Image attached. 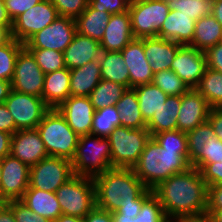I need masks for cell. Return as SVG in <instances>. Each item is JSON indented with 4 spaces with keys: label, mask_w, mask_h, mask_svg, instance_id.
Here are the masks:
<instances>
[{
    "label": "cell",
    "mask_w": 222,
    "mask_h": 222,
    "mask_svg": "<svg viewBox=\"0 0 222 222\" xmlns=\"http://www.w3.org/2000/svg\"><path fill=\"white\" fill-rule=\"evenodd\" d=\"M99 61L102 79L119 83L129 88V70L121 51L101 52Z\"/></svg>",
    "instance_id": "4dcf8cb0"
},
{
    "label": "cell",
    "mask_w": 222,
    "mask_h": 222,
    "mask_svg": "<svg viewBox=\"0 0 222 222\" xmlns=\"http://www.w3.org/2000/svg\"><path fill=\"white\" fill-rule=\"evenodd\" d=\"M10 155L29 167L48 156L44 142L36 128L16 131L11 138Z\"/></svg>",
    "instance_id": "2e32d148"
},
{
    "label": "cell",
    "mask_w": 222,
    "mask_h": 222,
    "mask_svg": "<svg viewBox=\"0 0 222 222\" xmlns=\"http://www.w3.org/2000/svg\"><path fill=\"white\" fill-rule=\"evenodd\" d=\"M106 138L111 145L112 168H133L151 134L146 127L131 129L118 126Z\"/></svg>",
    "instance_id": "8992f818"
},
{
    "label": "cell",
    "mask_w": 222,
    "mask_h": 222,
    "mask_svg": "<svg viewBox=\"0 0 222 222\" xmlns=\"http://www.w3.org/2000/svg\"><path fill=\"white\" fill-rule=\"evenodd\" d=\"M152 191L170 222L207 211L208 187L199 169L190 167L184 173L172 175Z\"/></svg>",
    "instance_id": "6da1fadb"
},
{
    "label": "cell",
    "mask_w": 222,
    "mask_h": 222,
    "mask_svg": "<svg viewBox=\"0 0 222 222\" xmlns=\"http://www.w3.org/2000/svg\"><path fill=\"white\" fill-rule=\"evenodd\" d=\"M215 135L208 121L187 132L188 161L191 164L201 153L205 142Z\"/></svg>",
    "instance_id": "f35d334b"
},
{
    "label": "cell",
    "mask_w": 222,
    "mask_h": 222,
    "mask_svg": "<svg viewBox=\"0 0 222 222\" xmlns=\"http://www.w3.org/2000/svg\"><path fill=\"white\" fill-rule=\"evenodd\" d=\"M57 9L58 15L76 19L89 5V0H49Z\"/></svg>",
    "instance_id": "ee69618b"
},
{
    "label": "cell",
    "mask_w": 222,
    "mask_h": 222,
    "mask_svg": "<svg viewBox=\"0 0 222 222\" xmlns=\"http://www.w3.org/2000/svg\"><path fill=\"white\" fill-rule=\"evenodd\" d=\"M134 39L129 11L110 16L100 41L102 52L122 51Z\"/></svg>",
    "instance_id": "ffe728a7"
},
{
    "label": "cell",
    "mask_w": 222,
    "mask_h": 222,
    "mask_svg": "<svg viewBox=\"0 0 222 222\" xmlns=\"http://www.w3.org/2000/svg\"><path fill=\"white\" fill-rule=\"evenodd\" d=\"M12 134L0 130V159L10 155Z\"/></svg>",
    "instance_id": "9f6ffc18"
},
{
    "label": "cell",
    "mask_w": 222,
    "mask_h": 222,
    "mask_svg": "<svg viewBox=\"0 0 222 222\" xmlns=\"http://www.w3.org/2000/svg\"><path fill=\"white\" fill-rule=\"evenodd\" d=\"M114 222H135V218L124 216L121 213H112Z\"/></svg>",
    "instance_id": "e7e4bbea"
},
{
    "label": "cell",
    "mask_w": 222,
    "mask_h": 222,
    "mask_svg": "<svg viewBox=\"0 0 222 222\" xmlns=\"http://www.w3.org/2000/svg\"><path fill=\"white\" fill-rule=\"evenodd\" d=\"M195 89L211 108H222V73L207 68Z\"/></svg>",
    "instance_id": "836d02e7"
},
{
    "label": "cell",
    "mask_w": 222,
    "mask_h": 222,
    "mask_svg": "<svg viewBox=\"0 0 222 222\" xmlns=\"http://www.w3.org/2000/svg\"><path fill=\"white\" fill-rule=\"evenodd\" d=\"M74 176L70 160L47 156L30 167L29 187L56 192V190Z\"/></svg>",
    "instance_id": "9c48e42d"
},
{
    "label": "cell",
    "mask_w": 222,
    "mask_h": 222,
    "mask_svg": "<svg viewBox=\"0 0 222 222\" xmlns=\"http://www.w3.org/2000/svg\"><path fill=\"white\" fill-rule=\"evenodd\" d=\"M55 194L65 215L84 218L96 206L92 177L74 175Z\"/></svg>",
    "instance_id": "52a82bcc"
},
{
    "label": "cell",
    "mask_w": 222,
    "mask_h": 222,
    "mask_svg": "<svg viewBox=\"0 0 222 222\" xmlns=\"http://www.w3.org/2000/svg\"><path fill=\"white\" fill-rule=\"evenodd\" d=\"M0 26L7 28L10 32L12 30L13 21L8 15L5 7V2L0 0Z\"/></svg>",
    "instance_id": "680465c9"
},
{
    "label": "cell",
    "mask_w": 222,
    "mask_h": 222,
    "mask_svg": "<svg viewBox=\"0 0 222 222\" xmlns=\"http://www.w3.org/2000/svg\"><path fill=\"white\" fill-rule=\"evenodd\" d=\"M101 79L99 58L70 70V96L89 97Z\"/></svg>",
    "instance_id": "d4e9b609"
},
{
    "label": "cell",
    "mask_w": 222,
    "mask_h": 222,
    "mask_svg": "<svg viewBox=\"0 0 222 222\" xmlns=\"http://www.w3.org/2000/svg\"><path fill=\"white\" fill-rule=\"evenodd\" d=\"M71 163L74 175L93 178L104 173L112 168L110 142L92 134L80 136Z\"/></svg>",
    "instance_id": "5b68a950"
},
{
    "label": "cell",
    "mask_w": 222,
    "mask_h": 222,
    "mask_svg": "<svg viewBox=\"0 0 222 222\" xmlns=\"http://www.w3.org/2000/svg\"><path fill=\"white\" fill-rule=\"evenodd\" d=\"M74 19L58 16L50 25L31 36L25 43L26 49H51L64 52L76 33Z\"/></svg>",
    "instance_id": "8fae6325"
},
{
    "label": "cell",
    "mask_w": 222,
    "mask_h": 222,
    "mask_svg": "<svg viewBox=\"0 0 222 222\" xmlns=\"http://www.w3.org/2000/svg\"><path fill=\"white\" fill-rule=\"evenodd\" d=\"M45 73L40 69L33 55L24 47L15 63L11 88L25 94L42 97Z\"/></svg>",
    "instance_id": "4fadbf2b"
},
{
    "label": "cell",
    "mask_w": 222,
    "mask_h": 222,
    "mask_svg": "<svg viewBox=\"0 0 222 222\" xmlns=\"http://www.w3.org/2000/svg\"><path fill=\"white\" fill-rule=\"evenodd\" d=\"M23 48L24 44L12 37L0 45V79L11 82L16 58Z\"/></svg>",
    "instance_id": "d590c367"
},
{
    "label": "cell",
    "mask_w": 222,
    "mask_h": 222,
    "mask_svg": "<svg viewBox=\"0 0 222 222\" xmlns=\"http://www.w3.org/2000/svg\"><path fill=\"white\" fill-rule=\"evenodd\" d=\"M206 212L209 213L212 216L213 222H222V210L206 211Z\"/></svg>",
    "instance_id": "003e7915"
},
{
    "label": "cell",
    "mask_w": 222,
    "mask_h": 222,
    "mask_svg": "<svg viewBox=\"0 0 222 222\" xmlns=\"http://www.w3.org/2000/svg\"><path fill=\"white\" fill-rule=\"evenodd\" d=\"M58 16L55 6L49 0H42L13 21L11 37L24 44L35 33L50 25Z\"/></svg>",
    "instance_id": "7c38bea8"
},
{
    "label": "cell",
    "mask_w": 222,
    "mask_h": 222,
    "mask_svg": "<svg viewBox=\"0 0 222 222\" xmlns=\"http://www.w3.org/2000/svg\"><path fill=\"white\" fill-rule=\"evenodd\" d=\"M207 68L222 73V43L209 48L206 52Z\"/></svg>",
    "instance_id": "f907efd6"
},
{
    "label": "cell",
    "mask_w": 222,
    "mask_h": 222,
    "mask_svg": "<svg viewBox=\"0 0 222 222\" xmlns=\"http://www.w3.org/2000/svg\"><path fill=\"white\" fill-rule=\"evenodd\" d=\"M173 222H213V218L209 213L205 212L198 215L179 217Z\"/></svg>",
    "instance_id": "6f0895ef"
},
{
    "label": "cell",
    "mask_w": 222,
    "mask_h": 222,
    "mask_svg": "<svg viewBox=\"0 0 222 222\" xmlns=\"http://www.w3.org/2000/svg\"><path fill=\"white\" fill-rule=\"evenodd\" d=\"M1 176H2V159H0V184H1Z\"/></svg>",
    "instance_id": "89a4df30"
},
{
    "label": "cell",
    "mask_w": 222,
    "mask_h": 222,
    "mask_svg": "<svg viewBox=\"0 0 222 222\" xmlns=\"http://www.w3.org/2000/svg\"><path fill=\"white\" fill-rule=\"evenodd\" d=\"M42 0H6L5 7L8 15L12 21H14L20 14L29 10L32 6H35Z\"/></svg>",
    "instance_id": "681fc988"
},
{
    "label": "cell",
    "mask_w": 222,
    "mask_h": 222,
    "mask_svg": "<svg viewBox=\"0 0 222 222\" xmlns=\"http://www.w3.org/2000/svg\"><path fill=\"white\" fill-rule=\"evenodd\" d=\"M207 69L205 52L182 45L171 64V70L191 89L195 88Z\"/></svg>",
    "instance_id": "9a60e30c"
},
{
    "label": "cell",
    "mask_w": 222,
    "mask_h": 222,
    "mask_svg": "<svg viewBox=\"0 0 222 222\" xmlns=\"http://www.w3.org/2000/svg\"><path fill=\"white\" fill-rule=\"evenodd\" d=\"M84 222H114L112 213L95 206L85 217Z\"/></svg>",
    "instance_id": "11a10c76"
},
{
    "label": "cell",
    "mask_w": 222,
    "mask_h": 222,
    "mask_svg": "<svg viewBox=\"0 0 222 222\" xmlns=\"http://www.w3.org/2000/svg\"><path fill=\"white\" fill-rule=\"evenodd\" d=\"M152 138L165 150H188L187 133L180 130L162 131Z\"/></svg>",
    "instance_id": "7bdbcfd3"
},
{
    "label": "cell",
    "mask_w": 222,
    "mask_h": 222,
    "mask_svg": "<svg viewBox=\"0 0 222 222\" xmlns=\"http://www.w3.org/2000/svg\"><path fill=\"white\" fill-rule=\"evenodd\" d=\"M200 171L207 187L222 184V160L220 162L207 163Z\"/></svg>",
    "instance_id": "7dc6e473"
},
{
    "label": "cell",
    "mask_w": 222,
    "mask_h": 222,
    "mask_svg": "<svg viewBox=\"0 0 222 222\" xmlns=\"http://www.w3.org/2000/svg\"><path fill=\"white\" fill-rule=\"evenodd\" d=\"M70 97V70H61L45 74L42 99L49 108L57 109Z\"/></svg>",
    "instance_id": "cb8c5ba5"
},
{
    "label": "cell",
    "mask_w": 222,
    "mask_h": 222,
    "mask_svg": "<svg viewBox=\"0 0 222 222\" xmlns=\"http://www.w3.org/2000/svg\"><path fill=\"white\" fill-rule=\"evenodd\" d=\"M134 89L138 97L139 108L143 119L147 123L153 114L165 104L168 95L153 83L140 85Z\"/></svg>",
    "instance_id": "1f68e13d"
},
{
    "label": "cell",
    "mask_w": 222,
    "mask_h": 222,
    "mask_svg": "<svg viewBox=\"0 0 222 222\" xmlns=\"http://www.w3.org/2000/svg\"><path fill=\"white\" fill-rule=\"evenodd\" d=\"M44 142L48 156L72 160L79 136L70 128L64 116L55 108H50L36 127Z\"/></svg>",
    "instance_id": "277c9868"
},
{
    "label": "cell",
    "mask_w": 222,
    "mask_h": 222,
    "mask_svg": "<svg viewBox=\"0 0 222 222\" xmlns=\"http://www.w3.org/2000/svg\"><path fill=\"white\" fill-rule=\"evenodd\" d=\"M222 210V184L208 187L207 211Z\"/></svg>",
    "instance_id": "816d5d0a"
},
{
    "label": "cell",
    "mask_w": 222,
    "mask_h": 222,
    "mask_svg": "<svg viewBox=\"0 0 222 222\" xmlns=\"http://www.w3.org/2000/svg\"><path fill=\"white\" fill-rule=\"evenodd\" d=\"M181 107V96H168L152 118L147 122L151 137L162 131L177 130V117Z\"/></svg>",
    "instance_id": "4316f807"
},
{
    "label": "cell",
    "mask_w": 222,
    "mask_h": 222,
    "mask_svg": "<svg viewBox=\"0 0 222 222\" xmlns=\"http://www.w3.org/2000/svg\"><path fill=\"white\" fill-rule=\"evenodd\" d=\"M190 167L188 150H165L151 137L133 170L144 185L152 190L163 180L184 173Z\"/></svg>",
    "instance_id": "7a4b0ae2"
},
{
    "label": "cell",
    "mask_w": 222,
    "mask_h": 222,
    "mask_svg": "<svg viewBox=\"0 0 222 222\" xmlns=\"http://www.w3.org/2000/svg\"><path fill=\"white\" fill-rule=\"evenodd\" d=\"M110 16L109 12L96 10L89 4L75 19L76 31L83 36L101 41Z\"/></svg>",
    "instance_id": "83f0119b"
},
{
    "label": "cell",
    "mask_w": 222,
    "mask_h": 222,
    "mask_svg": "<svg viewBox=\"0 0 222 222\" xmlns=\"http://www.w3.org/2000/svg\"><path fill=\"white\" fill-rule=\"evenodd\" d=\"M131 0H89V4L96 10L107 11L111 15L128 11Z\"/></svg>",
    "instance_id": "bcb514c9"
},
{
    "label": "cell",
    "mask_w": 222,
    "mask_h": 222,
    "mask_svg": "<svg viewBox=\"0 0 222 222\" xmlns=\"http://www.w3.org/2000/svg\"><path fill=\"white\" fill-rule=\"evenodd\" d=\"M0 222H16L12 209L8 205L0 211Z\"/></svg>",
    "instance_id": "94428289"
},
{
    "label": "cell",
    "mask_w": 222,
    "mask_h": 222,
    "mask_svg": "<svg viewBox=\"0 0 222 222\" xmlns=\"http://www.w3.org/2000/svg\"><path fill=\"white\" fill-rule=\"evenodd\" d=\"M121 126L131 129L147 127L139 108L138 97L134 88H127L116 104Z\"/></svg>",
    "instance_id": "f546056e"
},
{
    "label": "cell",
    "mask_w": 222,
    "mask_h": 222,
    "mask_svg": "<svg viewBox=\"0 0 222 222\" xmlns=\"http://www.w3.org/2000/svg\"><path fill=\"white\" fill-rule=\"evenodd\" d=\"M143 46L146 59L155 74L171 69L174 57L182 44L159 37H150L143 38Z\"/></svg>",
    "instance_id": "44dd1931"
},
{
    "label": "cell",
    "mask_w": 222,
    "mask_h": 222,
    "mask_svg": "<svg viewBox=\"0 0 222 222\" xmlns=\"http://www.w3.org/2000/svg\"><path fill=\"white\" fill-rule=\"evenodd\" d=\"M54 222H84V218L61 214Z\"/></svg>",
    "instance_id": "be15d7a7"
},
{
    "label": "cell",
    "mask_w": 222,
    "mask_h": 222,
    "mask_svg": "<svg viewBox=\"0 0 222 222\" xmlns=\"http://www.w3.org/2000/svg\"><path fill=\"white\" fill-rule=\"evenodd\" d=\"M134 38L158 37L169 13L165 0H131L128 8Z\"/></svg>",
    "instance_id": "ba28073f"
},
{
    "label": "cell",
    "mask_w": 222,
    "mask_h": 222,
    "mask_svg": "<svg viewBox=\"0 0 222 222\" xmlns=\"http://www.w3.org/2000/svg\"><path fill=\"white\" fill-rule=\"evenodd\" d=\"M153 193L151 189H147L138 199L134 201H122L121 206L114 213H121L124 216L135 218L140 210L143 202Z\"/></svg>",
    "instance_id": "c3c4849f"
},
{
    "label": "cell",
    "mask_w": 222,
    "mask_h": 222,
    "mask_svg": "<svg viewBox=\"0 0 222 222\" xmlns=\"http://www.w3.org/2000/svg\"><path fill=\"white\" fill-rule=\"evenodd\" d=\"M212 15L222 25V0H213Z\"/></svg>",
    "instance_id": "6125c7cd"
},
{
    "label": "cell",
    "mask_w": 222,
    "mask_h": 222,
    "mask_svg": "<svg viewBox=\"0 0 222 222\" xmlns=\"http://www.w3.org/2000/svg\"><path fill=\"white\" fill-rule=\"evenodd\" d=\"M100 41L75 33L72 42L64 50V62L69 70L84 66L101 55Z\"/></svg>",
    "instance_id": "7402d4cb"
},
{
    "label": "cell",
    "mask_w": 222,
    "mask_h": 222,
    "mask_svg": "<svg viewBox=\"0 0 222 222\" xmlns=\"http://www.w3.org/2000/svg\"><path fill=\"white\" fill-rule=\"evenodd\" d=\"M8 201L0 197V211L7 205Z\"/></svg>",
    "instance_id": "a7ac6f4b"
},
{
    "label": "cell",
    "mask_w": 222,
    "mask_h": 222,
    "mask_svg": "<svg viewBox=\"0 0 222 222\" xmlns=\"http://www.w3.org/2000/svg\"><path fill=\"white\" fill-rule=\"evenodd\" d=\"M207 121L212 126L216 137L222 140V108H211Z\"/></svg>",
    "instance_id": "db71d44e"
},
{
    "label": "cell",
    "mask_w": 222,
    "mask_h": 222,
    "mask_svg": "<svg viewBox=\"0 0 222 222\" xmlns=\"http://www.w3.org/2000/svg\"><path fill=\"white\" fill-rule=\"evenodd\" d=\"M11 38V32L2 26H0V45L7 42Z\"/></svg>",
    "instance_id": "03108f58"
},
{
    "label": "cell",
    "mask_w": 222,
    "mask_h": 222,
    "mask_svg": "<svg viewBox=\"0 0 222 222\" xmlns=\"http://www.w3.org/2000/svg\"><path fill=\"white\" fill-rule=\"evenodd\" d=\"M222 33V25L213 15H207L196 21L192 42L189 46L206 52L212 46L219 43Z\"/></svg>",
    "instance_id": "f1b7e54d"
},
{
    "label": "cell",
    "mask_w": 222,
    "mask_h": 222,
    "mask_svg": "<svg viewBox=\"0 0 222 222\" xmlns=\"http://www.w3.org/2000/svg\"><path fill=\"white\" fill-rule=\"evenodd\" d=\"M20 200L33 212L52 222L62 214L55 192L28 188Z\"/></svg>",
    "instance_id": "484cf974"
},
{
    "label": "cell",
    "mask_w": 222,
    "mask_h": 222,
    "mask_svg": "<svg viewBox=\"0 0 222 222\" xmlns=\"http://www.w3.org/2000/svg\"><path fill=\"white\" fill-rule=\"evenodd\" d=\"M4 104L14 118L16 131L36 128L50 109L42 97L14 90L10 91Z\"/></svg>",
    "instance_id": "30bf717a"
},
{
    "label": "cell",
    "mask_w": 222,
    "mask_h": 222,
    "mask_svg": "<svg viewBox=\"0 0 222 222\" xmlns=\"http://www.w3.org/2000/svg\"><path fill=\"white\" fill-rule=\"evenodd\" d=\"M0 130L12 135L16 132L14 118L4 103H0Z\"/></svg>",
    "instance_id": "f5cc1de1"
},
{
    "label": "cell",
    "mask_w": 222,
    "mask_h": 222,
    "mask_svg": "<svg viewBox=\"0 0 222 222\" xmlns=\"http://www.w3.org/2000/svg\"><path fill=\"white\" fill-rule=\"evenodd\" d=\"M118 126H121V123L116 106L95 110L90 134L107 137Z\"/></svg>",
    "instance_id": "e575fe53"
},
{
    "label": "cell",
    "mask_w": 222,
    "mask_h": 222,
    "mask_svg": "<svg viewBox=\"0 0 222 222\" xmlns=\"http://www.w3.org/2000/svg\"><path fill=\"white\" fill-rule=\"evenodd\" d=\"M222 160V140L213 135L205 142L200 155L190 164L191 167L201 169L207 163Z\"/></svg>",
    "instance_id": "60d3db41"
},
{
    "label": "cell",
    "mask_w": 222,
    "mask_h": 222,
    "mask_svg": "<svg viewBox=\"0 0 222 222\" xmlns=\"http://www.w3.org/2000/svg\"><path fill=\"white\" fill-rule=\"evenodd\" d=\"M152 83L168 96H182L190 89L171 69L155 73Z\"/></svg>",
    "instance_id": "74e56055"
},
{
    "label": "cell",
    "mask_w": 222,
    "mask_h": 222,
    "mask_svg": "<svg viewBox=\"0 0 222 222\" xmlns=\"http://www.w3.org/2000/svg\"><path fill=\"white\" fill-rule=\"evenodd\" d=\"M127 88L119 83L101 79L89 98L95 110L116 106Z\"/></svg>",
    "instance_id": "d6a6232c"
},
{
    "label": "cell",
    "mask_w": 222,
    "mask_h": 222,
    "mask_svg": "<svg viewBox=\"0 0 222 222\" xmlns=\"http://www.w3.org/2000/svg\"><path fill=\"white\" fill-rule=\"evenodd\" d=\"M30 167L7 155L2 158L0 197L6 201L19 200L29 187Z\"/></svg>",
    "instance_id": "5bb4252c"
},
{
    "label": "cell",
    "mask_w": 222,
    "mask_h": 222,
    "mask_svg": "<svg viewBox=\"0 0 222 222\" xmlns=\"http://www.w3.org/2000/svg\"><path fill=\"white\" fill-rule=\"evenodd\" d=\"M11 90V82L0 79V103L5 102Z\"/></svg>",
    "instance_id": "91938a15"
},
{
    "label": "cell",
    "mask_w": 222,
    "mask_h": 222,
    "mask_svg": "<svg viewBox=\"0 0 222 222\" xmlns=\"http://www.w3.org/2000/svg\"><path fill=\"white\" fill-rule=\"evenodd\" d=\"M35 58L40 69L45 73L66 68L63 52L51 49H27Z\"/></svg>",
    "instance_id": "ab89813d"
},
{
    "label": "cell",
    "mask_w": 222,
    "mask_h": 222,
    "mask_svg": "<svg viewBox=\"0 0 222 222\" xmlns=\"http://www.w3.org/2000/svg\"><path fill=\"white\" fill-rule=\"evenodd\" d=\"M7 205L12 209L16 222H52L29 209L19 200H10Z\"/></svg>",
    "instance_id": "f6af8a7d"
},
{
    "label": "cell",
    "mask_w": 222,
    "mask_h": 222,
    "mask_svg": "<svg viewBox=\"0 0 222 222\" xmlns=\"http://www.w3.org/2000/svg\"><path fill=\"white\" fill-rule=\"evenodd\" d=\"M135 222H170L158 198L152 193L142 204Z\"/></svg>",
    "instance_id": "b9f144b4"
},
{
    "label": "cell",
    "mask_w": 222,
    "mask_h": 222,
    "mask_svg": "<svg viewBox=\"0 0 222 222\" xmlns=\"http://www.w3.org/2000/svg\"><path fill=\"white\" fill-rule=\"evenodd\" d=\"M194 21L190 16L177 10H170L158 33L159 38L189 45L194 36Z\"/></svg>",
    "instance_id": "603a6c76"
},
{
    "label": "cell",
    "mask_w": 222,
    "mask_h": 222,
    "mask_svg": "<svg viewBox=\"0 0 222 222\" xmlns=\"http://www.w3.org/2000/svg\"><path fill=\"white\" fill-rule=\"evenodd\" d=\"M211 107L202 95L191 88L181 96V107L177 117V130L188 132L208 120Z\"/></svg>",
    "instance_id": "ac0fdd59"
},
{
    "label": "cell",
    "mask_w": 222,
    "mask_h": 222,
    "mask_svg": "<svg viewBox=\"0 0 222 222\" xmlns=\"http://www.w3.org/2000/svg\"><path fill=\"white\" fill-rule=\"evenodd\" d=\"M121 53L129 70V88L153 82L154 73L145 56L143 38H134Z\"/></svg>",
    "instance_id": "d6986e66"
},
{
    "label": "cell",
    "mask_w": 222,
    "mask_h": 222,
    "mask_svg": "<svg viewBox=\"0 0 222 222\" xmlns=\"http://www.w3.org/2000/svg\"><path fill=\"white\" fill-rule=\"evenodd\" d=\"M93 181L96 206L111 213L120 208L122 201H134L148 189L133 168H111Z\"/></svg>",
    "instance_id": "3957f363"
},
{
    "label": "cell",
    "mask_w": 222,
    "mask_h": 222,
    "mask_svg": "<svg viewBox=\"0 0 222 222\" xmlns=\"http://www.w3.org/2000/svg\"><path fill=\"white\" fill-rule=\"evenodd\" d=\"M57 110L79 137L90 134L95 108L89 97L70 96Z\"/></svg>",
    "instance_id": "e0dca14e"
},
{
    "label": "cell",
    "mask_w": 222,
    "mask_h": 222,
    "mask_svg": "<svg viewBox=\"0 0 222 222\" xmlns=\"http://www.w3.org/2000/svg\"><path fill=\"white\" fill-rule=\"evenodd\" d=\"M169 10H177L190 16L194 21L212 15L213 0H165Z\"/></svg>",
    "instance_id": "8d00e7d4"
}]
</instances>
